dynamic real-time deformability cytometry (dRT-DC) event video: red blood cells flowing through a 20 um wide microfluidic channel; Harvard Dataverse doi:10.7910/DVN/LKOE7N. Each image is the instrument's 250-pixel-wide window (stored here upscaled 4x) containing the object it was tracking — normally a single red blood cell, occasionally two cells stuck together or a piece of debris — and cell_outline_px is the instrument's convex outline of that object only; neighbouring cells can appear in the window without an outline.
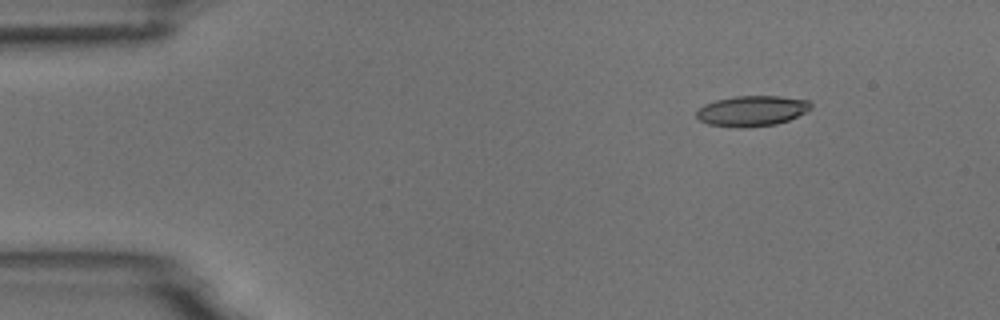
{"species": "common noctule bat (a hibernating species)", "species_latin": "Nyctalus noctula", "temperature_condition": "room temperature", "stored_images_in_passage": 6, "camera_frame_rate_fps": 3000, "um_per_image_px": 0.085, "animal": {"sex": "male", "body_mass_g": 18.8}, "frame": {"image": 1, "passage_image": 2, "time_ms": 2.0, "image_size_px": [1000, 320], "cell_outline_px": [[812, 108], [788, 120], [776, 124], [744, 128], [708, 124], [700, 120], [696, 116], [696, 112], [704, 104], [716, 100], [732, 96], [780, 96], [808, 100], [812, 104]], "centroid_in_image_um": [63.91, 9.42], "position_along_channel_um": 21.1, "area_um2": 20.23}}
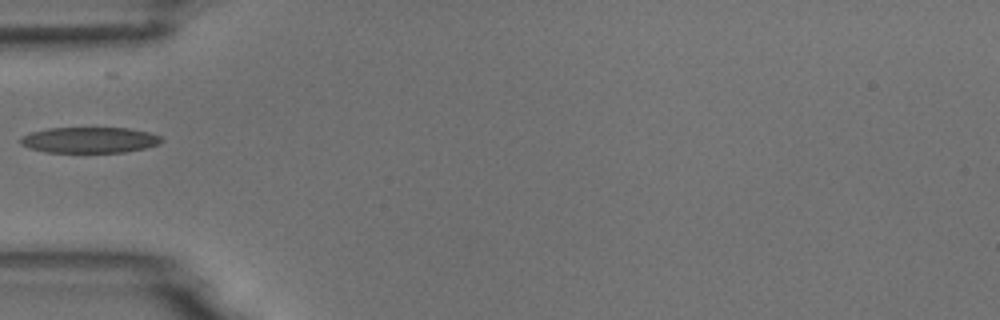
{"frame": {"image": 2, "passage_image": 5, "time_ms": 5.667, "image_size_px": [1000, 320], "cell_outline_px": [[164, 140], [160, 144], [144, 148], [124, 152], [44, 152], [28, 148], [20, 144], [20, 136], [32, 132], [48, 128], [128, 128], [148, 132], [160, 136]], "centroid_in_image_um": [7.59, 11.9], "position_along_channel_um": 77.4, "area_um2": 21.27}}